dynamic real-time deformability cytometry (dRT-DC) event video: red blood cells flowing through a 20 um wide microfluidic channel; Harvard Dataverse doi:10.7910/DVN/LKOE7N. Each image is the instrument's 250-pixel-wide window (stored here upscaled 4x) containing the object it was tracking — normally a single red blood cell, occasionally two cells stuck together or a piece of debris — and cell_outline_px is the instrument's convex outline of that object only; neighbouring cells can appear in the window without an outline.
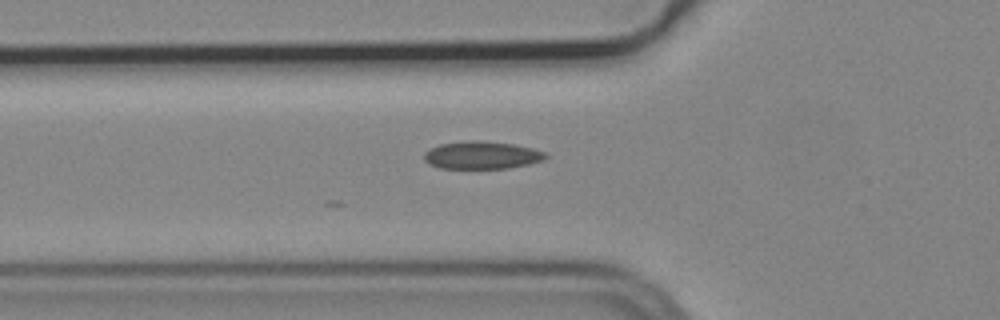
{"species": "common noctule bat (a hibernating species)", "species_latin": "Nyctalus noctula", "temperature_condition": "cold", "stored_images_in_passage": 2, "camera_frame_rate_fps": 3000, "um_per_image_px": 0.085, "animal": {"sex": "male", "body_mass_g": 19.2, "forearm_length_mm": 51.8}, "frame": {"image": 1, "passage_image": 2, "time_ms": 0.333, "image_size_px": [1000, 320], "cell_outline_px": [[548, 156], [544, 160], [528, 164], [508, 168], [440, 168], [428, 164], [424, 160], [424, 152], [428, 148], [440, 144], [468, 140], [476, 140], [512, 144], [532, 148], [544, 152]], "centroid_in_image_um": [40.91, 13.19], "position_along_channel_um": 84.9, "area_um2": 19.59}}